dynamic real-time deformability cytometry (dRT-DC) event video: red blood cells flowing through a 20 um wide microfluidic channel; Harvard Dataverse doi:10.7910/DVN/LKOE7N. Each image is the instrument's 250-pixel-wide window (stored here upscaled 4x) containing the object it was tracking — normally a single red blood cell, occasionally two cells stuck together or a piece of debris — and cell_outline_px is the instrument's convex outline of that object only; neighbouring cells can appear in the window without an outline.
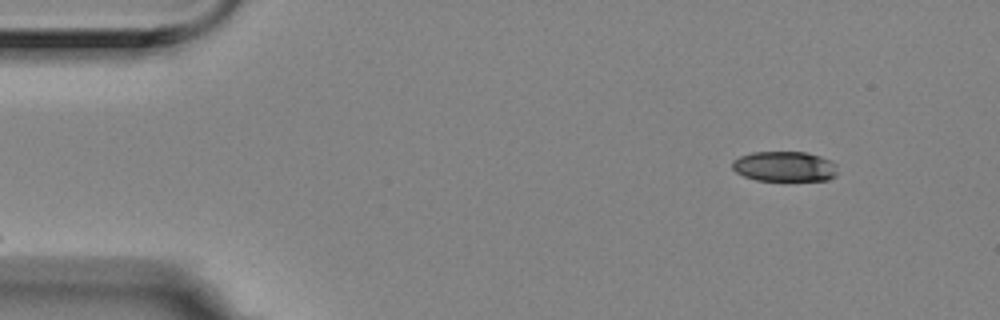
{"species": "Egyptian fruit bat (a non-hibernating species)", "species_latin": "Rousettus aegyptiacus", "temperature_condition": "room temperature", "stored_images_in_passage": 4, "camera_frame_rate_fps": 3000, "um_per_image_px": 0.085, "animal": {"sex": "female"}, "frame": {"image": 1, "passage_image": 1, "time_ms": 0.0, "image_size_px": [1000, 320], "cell_outline_px": [[836, 176], [828, 180], [756, 180], [744, 176], [736, 172], [732, 168], [732, 160], [740, 156], [752, 152], [808, 152], [832, 160], [836, 164]], "centroid_in_image_um": [66.69, 14.14], "position_along_channel_um": 18.3, "area_um2": 18.61}}
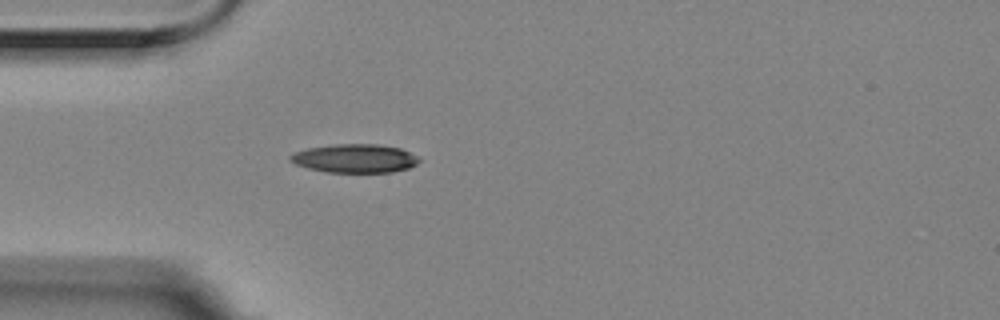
{"frame": {"image": 2, "passage_image": 4, "time_ms": 1.0, "image_size_px": [1000, 320], "cell_outline_px": [[420, 160], [416, 164], [408, 168], [392, 172], [328, 172], [308, 168], [296, 164], [288, 160], [288, 156], [296, 152], [308, 148], [332, 144], [376, 144], [400, 148], [416, 156]], "centroid_in_image_um": [30.13, 13.46], "position_along_channel_um": 54.9, "area_um2": 21.33}}